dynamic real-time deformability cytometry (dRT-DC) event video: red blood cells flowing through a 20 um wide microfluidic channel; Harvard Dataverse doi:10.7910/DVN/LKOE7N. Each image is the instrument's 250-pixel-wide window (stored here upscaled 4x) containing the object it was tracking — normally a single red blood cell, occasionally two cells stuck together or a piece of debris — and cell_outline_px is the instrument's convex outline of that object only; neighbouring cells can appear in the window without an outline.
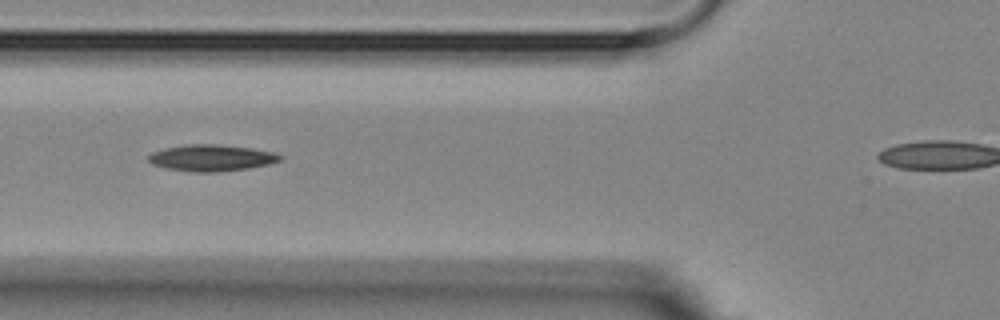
{"species": "Egyptian fruit bat (a non-hibernating species)", "species_latin": "Rousettus aegyptiacus", "temperature_condition": "room temperature", "stored_images_in_passage": 7, "camera_frame_rate_fps": 3000, "um_per_image_px": 0.085, "animal": {"sex": "female"}, "frame": {"image": 1, "passage_image": 3, "time_ms": 2.333, "image_size_px": [1000, 320], "cell_outline_px": [[284, 156], [280, 160], [268, 164], [248, 168], [216, 172], [196, 172], [168, 168], [152, 164], [148, 160], [148, 156], [152, 152], [164, 148], [184, 144], [216, 144], [252, 148], [272, 152]], "centroid_in_image_um": [17.96, 13.41], "position_along_channel_um": 107.8, "area_um2": 20.17}}
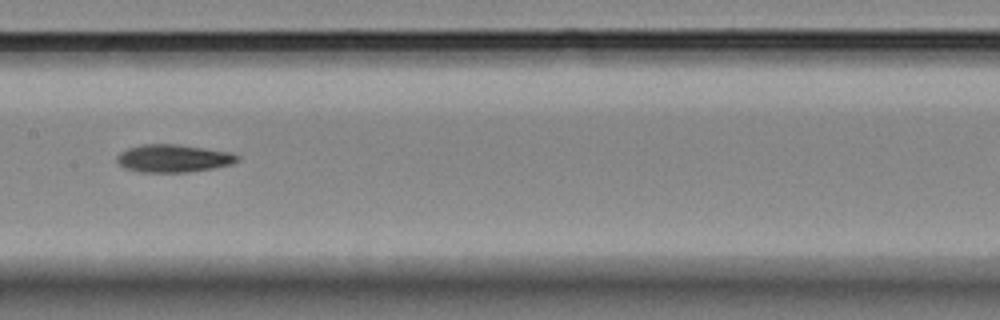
{"frame": {"image": 2, "passage_image": 5, "time_ms": 4.667, "image_size_px": [1000, 320], "cell_outline_px": [[240, 160], [228, 164], [212, 168], [184, 172], [140, 172], [128, 168], [120, 164], [116, 160], [116, 156], [120, 152], [128, 148], [140, 144], [180, 144], [232, 152], [240, 156]], "centroid_in_image_um": [14.74, 13.44], "position_along_channel_um": 192.7, "area_um2": 19.42}}
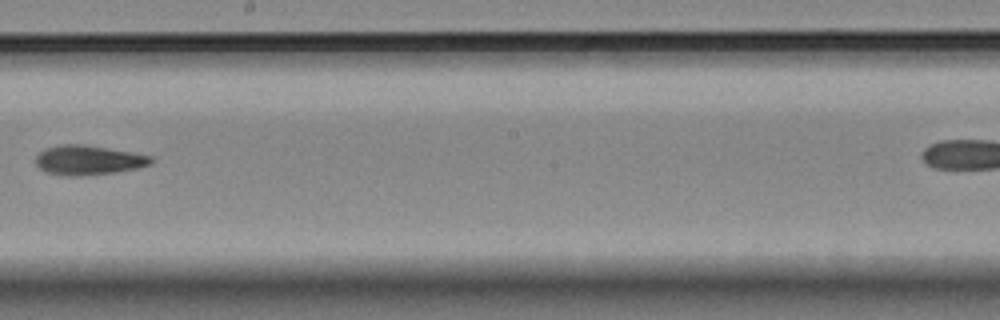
{"frame": {"image": 3, "passage_image": 6, "time_ms": 6.0, "image_size_px": [1000, 320], "cell_outline_px": [[156, 160], [152, 164], [136, 168], [116, 172], [80, 176], [64, 176], [44, 172], [36, 164], [36, 156], [44, 148], [64, 144], [84, 144], [152, 156]], "centroid_in_image_um": [7.5, 13.62], "position_along_channel_um": 240.7, "area_um2": 19.94}}